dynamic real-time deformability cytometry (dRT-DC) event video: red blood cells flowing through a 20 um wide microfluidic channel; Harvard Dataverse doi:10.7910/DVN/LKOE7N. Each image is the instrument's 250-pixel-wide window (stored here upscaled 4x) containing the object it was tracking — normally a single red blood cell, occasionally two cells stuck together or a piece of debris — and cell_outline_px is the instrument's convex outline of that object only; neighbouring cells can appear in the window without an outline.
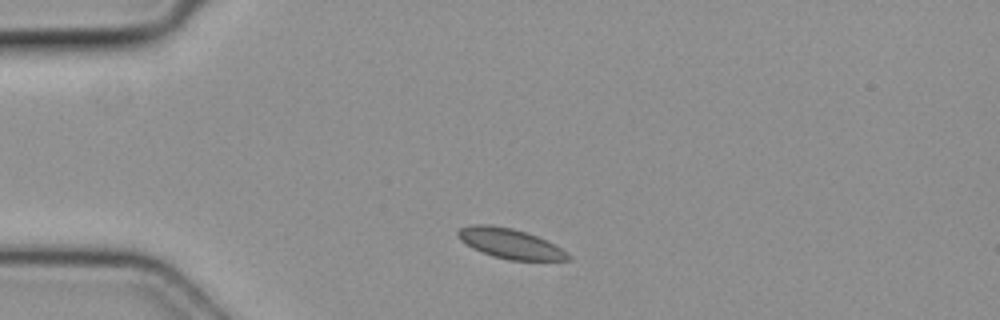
{"species": "common noctule bat (a hibernating species)", "species_latin": "Nyctalus noctula", "temperature_condition": "cold", "stored_images_in_passage": 5, "camera_frame_rate_fps": 3000, "um_per_image_px": 0.085, "animal": {"sex": "female", "body_mass_g": 19.3, "forearm_length_mm": 54.1}, "frame": {"image": 1, "passage_image": 1, "time_ms": 0.0, "image_size_px": [1000, 320], "cell_outline_px": [[572, 256], [568, 260], [508, 260], [492, 256], [472, 248], [460, 240], [456, 236], [456, 232], [460, 228], [472, 224], [492, 224], [512, 228], [536, 236], [568, 252]], "centroid_in_image_um": [43.3, 20.69], "position_along_channel_um": 41.7, "area_um2": 19.19}}
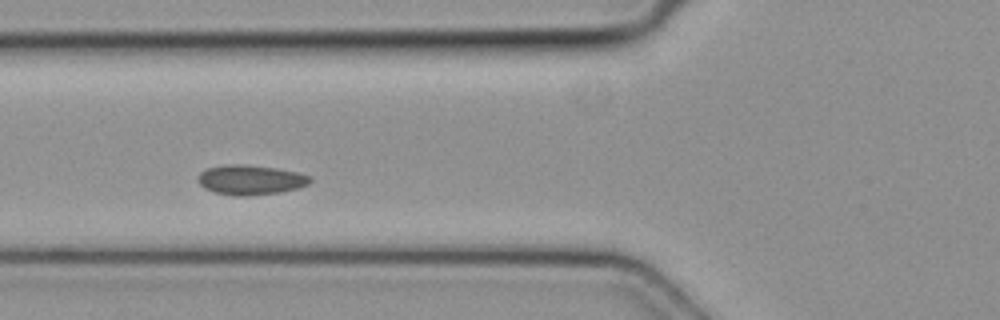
{"frame": {"image": 2, "passage_image": 3, "time_ms": 0.667, "image_size_px": [1000, 320], "cell_outline_px": [[312, 180], [308, 184], [300, 188], [280, 192], [244, 196], [236, 196], [216, 192], [204, 188], [196, 180], [196, 176], [200, 172], [208, 168], [224, 164], [244, 164], [276, 168], [300, 172], [312, 176]], "centroid_in_image_um": [21.31, 15.28], "position_along_channel_um": 104.5, "area_um2": 19.71}}
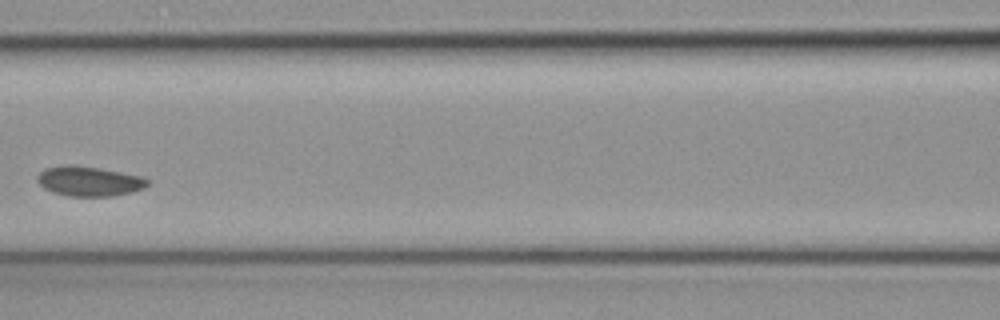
{"frame": {"image": 3, "passage_image": 4, "time_ms": 1.0, "image_size_px": [1000, 320], "cell_outline_px": [[152, 180], [144, 188], [132, 192], [112, 196], [68, 196], [52, 192], [44, 188], [36, 180], [36, 176], [44, 168], [100, 168], [144, 176]], "centroid_in_image_um": [7.66, 15.45], "position_along_channel_um": 158.9, "area_um2": 18.61}}